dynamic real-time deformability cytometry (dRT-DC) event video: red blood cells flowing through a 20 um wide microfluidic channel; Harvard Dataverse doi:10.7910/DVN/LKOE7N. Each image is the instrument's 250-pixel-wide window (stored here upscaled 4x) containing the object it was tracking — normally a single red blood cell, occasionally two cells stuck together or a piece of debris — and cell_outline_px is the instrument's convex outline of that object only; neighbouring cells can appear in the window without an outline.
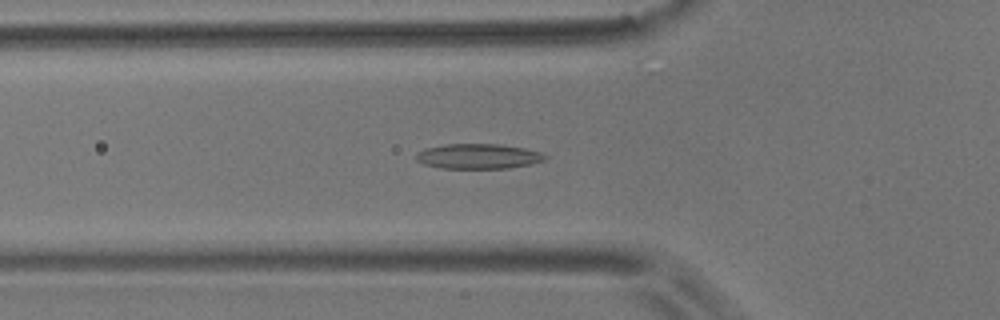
{"species": "common noctule bat (a hibernating species)", "species_latin": "Nyctalus noctula", "temperature_condition": "room temperature", "stored_images_in_passage": 37, "camera_frame_rate_fps": 3000, "um_per_image_px": 0.085, "animal": {"sex": "male", "body_mass_g": 17.9}, "frame": {"image": 1, "passage_image": 19, "time_ms": 6.0, "image_size_px": [1000, 320], "cell_outline_px": [[548, 156], [544, 160], [532, 164], [508, 168], [440, 168], [424, 164], [416, 160], [416, 152], [424, 148], [444, 144], [500, 144], [524, 148], [540, 152]], "centroid_in_image_um": [40.63, 13.28], "position_along_channel_um": 85.2, "area_um2": 18.9}}
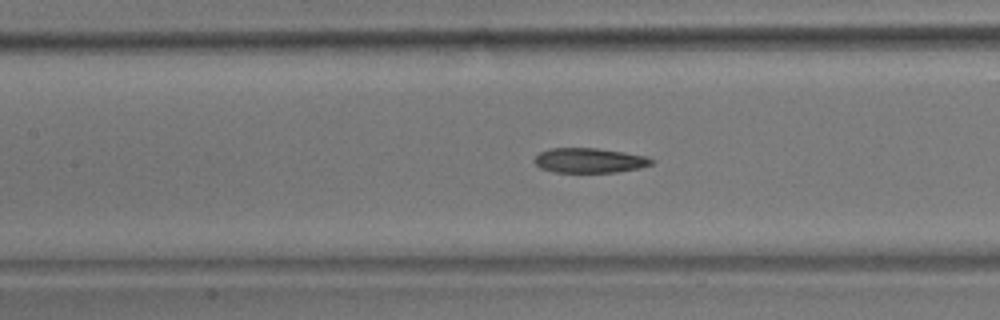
{"frame": {"image": 2, "passage_image": 25, "time_ms": 8.0, "image_size_px": [1000, 320], "cell_outline_px": [[656, 160], [652, 164], [640, 168], [616, 172], [552, 172], [540, 168], [532, 160], [540, 152], [552, 148], [596, 148], [624, 152], [644, 156]], "centroid_in_image_um": [50.09, 13.64], "position_along_channel_um": 157.3, "area_um2": 16.94}}
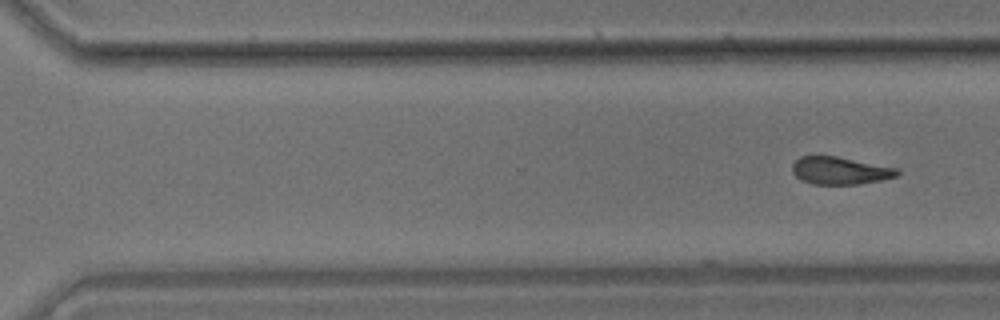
{"frame": {"image": 3, "passage_image": 37, "time_ms": 12.0, "image_size_px": [1000, 320], "cell_outline_px": [[900, 172], [896, 176], [880, 180], [856, 184], [812, 184], [800, 180], [792, 172], [792, 164], [800, 156], [836, 156], [900, 168]], "centroid_in_image_um": [71.4, 14.5], "position_along_channel_um": 299.2, "area_um2": 16.88}}